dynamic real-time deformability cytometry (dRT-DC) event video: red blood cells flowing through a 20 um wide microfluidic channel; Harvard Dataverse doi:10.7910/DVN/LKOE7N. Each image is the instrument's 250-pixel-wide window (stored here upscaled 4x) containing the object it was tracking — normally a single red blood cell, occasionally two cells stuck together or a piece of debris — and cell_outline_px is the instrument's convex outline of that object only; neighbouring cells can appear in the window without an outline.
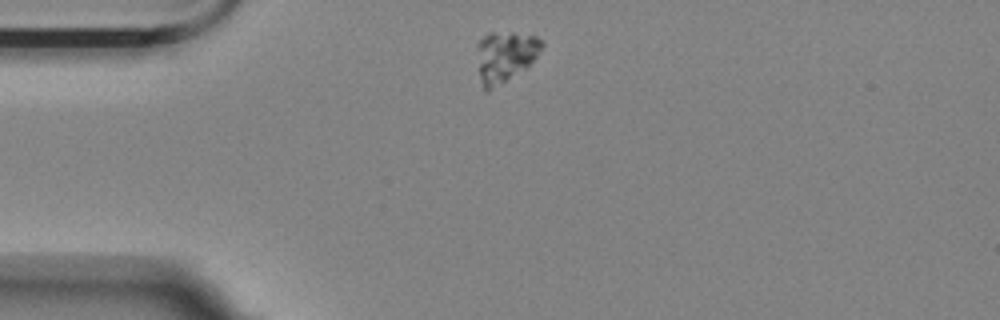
{"species": "Egyptian fruit bat (a non-hibernating species)", "species_latin": "Rousettus aegyptiacus", "temperature_condition": "room temperature", "stored_images_in_passage": 2, "camera_frame_rate_fps": 3000, "um_per_image_px": 0.085, "animal": {"sex": "female"}, "frame": {"image": 1, "passage_image": 1, "time_ms": 0.0, "image_size_px": [1000, 320], "cell_outline_px": [[544, 44], [536, 56], [524, 68], [488, 92], [484, 92], [480, 80], [476, 44], [488, 32], [512, 32], [536, 36]], "centroid_in_image_um": [42.88, 4.78], "position_along_channel_um": 42.1, "area_um2": 18.96}}